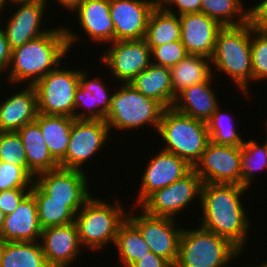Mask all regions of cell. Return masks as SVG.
<instances>
[{"label": "cell", "instance_id": "cell-24", "mask_svg": "<svg viewBox=\"0 0 267 267\" xmlns=\"http://www.w3.org/2000/svg\"><path fill=\"white\" fill-rule=\"evenodd\" d=\"M19 134L25 149L27 169L34 175L58 169L59 163L52 157L36 121L25 124Z\"/></svg>", "mask_w": 267, "mask_h": 267}, {"label": "cell", "instance_id": "cell-7", "mask_svg": "<svg viewBox=\"0 0 267 267\" xmlns=\"http://www.w3.org/2000/svg\"><path fill=\"white\" fill-rule=\"evenodd\" d=\"M242 253L227 239L199 225L182 229L174 267H225Z\"/></svg>", "mask_w": 267, "mask_h": 267}, {"label": "cell", "instance_id": "cell-29", "mask_svg": "<svg viewBox=\"0 0 267 267\" xmlns=\"http://www.w3.org/2000/svg\"><path fill=\"white\" fill-rule=\"evenodd\" d=\"M148 46H159L181 40L179 16L164 8H154L149 16L146 35Z\"/></svg>", "mask_w": 267, "mask_h": 267}, {"label": "cell", "instance_id": "cell-17", "mask_svg": "<svg viewBox=\"0 0 267 267\" xmlns=\"http://www.w3.org/2000/svg\"><path fill=\"white\" fill-rule=\"evenodd\" d=\"M154 8L149 0H110L114 41L144 39Z\"/></svg>", "mask_w": 267, "mask_h": 267}, {"label": "cell", "instance_id": "cell-33", "mask_svg": "<svg viewBox=\"0 0 267 267\" xmlns=\"http://www.w3.org/2000/svg\"><path fill=\"white\" fill-rule=\"evenodd\" d=\"M267 169V137L264 144L244 140L241 146V186L250 188L257 171ZM255 178V179H254Z\"/></svg>", "mask_w": 267, "mask_h": 267}, {"label": "cell", "instance_id": "cell-37", "mask_svg": "<svg viewBox=\"0 0 267 267\" xmlns=\"http://www.w3.org/2000/svg\"><path fill=\"white\" fill-rule=\"evenodd\" d=\"M88 72L82 69L80 70L79 84L86 90L95 94L97 103V120H105L107 113L109 112L111 103V94L108 87L102 81L100 77L91 78L88 77Z\"/></svg>", "mask_w": 267, "mask_h": 267}, {"label": "cell", "instance_id": "cell-16", "mask_svg": "<svg viewBox=\"0 0 267 267\" xmlns=\"http://www.w3.org/2000/svg\"><path fill=\"white\" fill-rule=\"evenodd\" d=\"M13 6L18 5L16 12L10 14L3 28L6 40L11 50L22 46L26 42L46 34L51 29H41L46 1H12Z\"/></svg>", "mask_w": 267, "mask_h": 267}, {"label": "cell", "instance_id": "cell-51", "mask_svg": "<svg viewBox=\"0 0 267 267\" xmlns=\"http://www.w3.org/2000/svg\"><path fill=\"white\" fill-rule=\"evenodd\" d=\"M247 267H252V265L251 266L248 265ZM256 267H267V260L264 261V263H261L260 265H258Z\"/></svg>", "mask_w": 267, "mask_h": 267}, {"label": "cell", "instance_id": "cell-14", "mask_svg": "<svg viewBox=\"0 0 267 267\" xmlns=\"http://www.w3.org/2000/svg\"><path fill=\"white\" fill-rule=\"evenodd\" d=\"M111 45L99 59L121 84L129 83L151 64V48L145 39L114 41Z\"/></svg>", "mask_w": 267, "mask_h": 267}, {"label": "cell", "instance_id": "cell-22", "mask_svg": "<svg viewBox=\"0 0 267 267\" xmlns=\"http://www.w3.org/2000/svg\"><path fill=\"white\" fill-rule=\"evenodd\" d=\"M73 12L84 33L94 43L114 42V25L110 16V0H86Z\"/></svg>", "mask_w": 267, "mask_h": 267}, {"label": "cell", "instance_id": "cell-3", "mask_svg": "<svg viewBox=\"0 0 267 267\" xmlns=\"http://www.w3.org/2000/svg\"><path fill=\"white\" fill-rule=\"evenodd\" d=\"M211 64L215 67L213 72L215 69L224 72L248 97V85L253 81L251 21L240 26H226L219 31Z\"/></svg>", "mask_w": 267, "mask_h": 267}, {"label": "cell", "instance_id": "cell-31", "mask_svg": "<svg viewBox=\"0 0 267 267\" xmlns=\"http://www.w3.org/2000/svg\"><path fill=\"white\" fill-rule=\"evenodd\" d=\"M121 267H131L141 257L151 252L140 231L126 219L119 227L115 244Z\"/></svg>", "mask_w": 267, "mask_h": 267}, {"label": "cell", "instance_id": "cell-20", "mask_svg": "<svg viewBox=\"0 0 267 267\" xmlns=\"http://www.w3.org/2000/svg\"><path fill=\"white\" fill-rule=\"evenodd\" d=\"M41 233L37 204L34 196L29 193L15 211L5 216L0 239L4 242H35L40 240Z\"/></svg>", "mask_w": 267, "mask_h": 267}, {"label": "cell", "instance_id": "cell-18", "mask_svg": "<svg viewBox=\"0 0 267 267\" xmlns=\"http://www.w3.org/2000/svg\"><path fill=\"white\" fill-rule=\"evenodd\" d=\"M50 267H69L80 256L82 247L75 222L42 229L39 240Z\"/></svg>", "mask_w": 267, "mask_h": 267}, {"label": "cell", "instance_id": "cell-1", "mask_svg": "<svg viewBox=\"0 0 267 267\" xmlns=\"http://www.w3.org/2000/svg\"><path fill=\"white\" fill-rule=\"evenodd\" d=\"M246 187L237 184L202 185L201 227L227 239L241 253L245 250L249 239L250 220L246 214L241 196H244Z\"/></svg>", "mask_w": 267, "mask_h": 267}, {"label": "cell", "instance_id": "cell-6", "mask_svg": "<svg viewBox=\"0 0 267 267\" xmlns=\"http://www.w3.org/2000/svg\"><path fill=\"white\" fill-rule=\"evenodd\" d=\"M118 88L111 95L109 112L105 117L109 131L112 132V128L134 131L148 125L157 132L165 108L156 100L142 95L130 83H123Z\"/></svg>", "mask_w": 267, "mask_h": 267}, {"label": "cell", "instance_id": "cell-27", "mask_svg": "<svg viewBox=\"0 0 267 267\" xmlns=\"http://www.w3.org/2000/svg\"><path fill=\"white\" fill-rule=\"evenodd\" d=\"M211 59L187 54L175 66L170 68L173 87V103L176 95L194 84L208 81L213 75Z\"/></svg>", "mask_w": 267, "mask_h": 267}, {"label": "cell", "instance_id": "cell-41", "mask_svg": "<svg viewBox=\"0 0 267 267\" xmlns=\"http://www.w3.org/2000/svg\"><path fill=\"white\" fill-rule=\"evenodd\" d=\"M31 192V189H9L0 191V210L5 216L16 210L20 202Z\"/></svg>", "mask_w": 267, "mask_h": 267}, {"label": "cell", "instance_id": "cell-39", "mask_svg": "<svg viewBox=\"0 0 267 267\" xmlns=\"http://www.w3.org/2000/svg\"><path fill=\"white\" fill-rule=\"evenodd\" d=\"M149 47L151 48V59H154V61L151 60V63L169 69L188 54L181 40Z\"/></svg>", "mask_w": 267, "mask_h": 267}, {"label": "cell", "instance_id": "cell-21", "mask_svg": "<svg viewBox=\"0 0 267 267\" xmlns=\"http://www.w3.org/2000/svg\"><path fill=\"white\" fill-rule=\"evenodd\" d=\"M0 104V132H17L37 118V92L34 86L26 85Z\"/></svg>", "mask_w": 267, "mask_h": 267}, {"label": "cell", "instance_id": "cell-25", "mask_svg": "<svg viewBox=\"0 0 267 267\" xmlns=\"http://www.w3.org/2000/svg\"><path fill=\"white\" fill-rule=\"evenodd\" d=\"M142 95L159 102L165 109L173 105L170 69L151 63L129 82Z\"/></svg>", "mask_w": 267, "mask_h": 267}, {"label": "cell", "instance_id": "cell-28", "mask_svg": "<svg viewBox=\"0 0 267 267\" xmlns=\"http://www.w3.org/2000/svg\"><path fill=\"white\" fill-rule=\"evenodd\" d=\"M37 204V214L42 229L73 223L76 214L69 201L49 200V196L34 182L30 192Z\"/></svg>", "mask_w": 267, "mask_h": 267}, {"label": "cell", "instance_id": "cell-47", "mask_svg": "<svg viewBox=\"0 0 267 267\" xmlns=\"http://www.w3.org/2000/svg\"><path fill=\"white\" fill-rule=\"evenodd\" d=\"M155 8H163L170 0H149Z\"/></svg>", "mask_w": 267, "mask_h": 267}, {"label": "cell", "instance_id": "cell-49", "mask_svg": "<svg viewBox=\"0 0 267 267\" xmlns=\"http://www.w3.org/2000/svg\"><path fill=\"white\" fill-rule=\"evenodd\" d=\"M4 220H5V214L3 213L2 210H0V232H1Z\"/></svg>", "mask_w": 267, "mask_h": 267}, {"label": "cell", "instance_id": "cell-43", "mask_svg": "<svg viewBox=\"0 0 267 267\" xmlns=\"http://www.w3.org/2000/svg\"><path fill=\"white\" fill-rule=\"evenodd\" d=\"M250 21L254 28L267 31V0H261L250 7Z\"/></svg>", "mask_w": 267, "mask_h": 267}, {"label": "cell", "instance_id": "cell-12", "mask_svg": "<svg viewBox=\"0 0 267 267\" xmlns=\"http://www.w3.org/2000/svg\"><path fill=\"white\" fill-rule=\"evenodd\" d=\"M193 169L203 184L241 185V147L209 141Z\"/></svg>", "mask_w": 267, "mask_h": 267}, {"label": "cell", "instance_id": "cell-44", "mask_svg": "<svg viewBox=\"0 0 267 267\" xmlns=\"http://www.w3.org/2000/svg\"><path fill=\"white\" fill-rule=\"evenodd\" d=\"M2 27L4 26L3 25L0 26V74H4L3 72H7L6 70H8L9 68L10 61H11V53H12V50L10 49L8 45L4 30Z\"/></svg>", "mask_w": 267, "mask_h": 267}, {"label": "cell", "instance_id": "cell-9", "mask_svg": "<svg viewBox=\"0 0 267 267\" xmlns=\"http://www.w3.org/2000/svg\"><path fill=\"white\" fill-rule=\"evenodd\" d=\"M202 185L201 178L192 169L171 185L154 191L139 205V208L153 216L177 219L175 216L177 217L185 207L191 205L194 198L196 201L197 198L200 199Z\"/></svg>", "mask_w": 267, "mask_h": 267}, {"label": "cell", "instance_id": "cell-2", "mask_svg": "<svg viewBox=\"0 0 267 267\" xmlns=\"http://www.w3.org/2000/svg\"><path fill=\"white\" fill-rule=\"evenodd\" d=\"M79 38L77 32L74 33L62 25L59 28H51L46 34L15 48L12 50L7 70L9 83L16 85L25 82L28 86H34L50 71L61 65L62 60L68 55V50H71Z\"/></svg>", "mask_w": 267, "mask_h": 267}, {"label": "cell", "instance_id": "cell-30", "mask_svg": "<svg viewBox=\"0 0 267 267\" xmlns=\"http://www.w3.org/2000/svg\"><path fill=\"white\" fill-rule=\"evenodd\" d=\"M0 267H50L39 241H3Z\"/></svg>", "mask_w": 267, "mask_h": 267}, {"label": "cell", "instance_id": "cell-15", "mask_svg": "<svg viewBox=\"0 0 267 267\" xmlns=\"http://www.w3.org/2000/svg\"><path fill=\"white\" fill-rule=\"evenodd\" d=\"M154 155L142 172L140 189L137 191L139 195L137 194L136 207L154 191L171 185L193 169L185 159L173 153L161 150Z\"/></svg>", "mask_w": 267, "mask_h": 267}, {"label": "cell", "instance_id": "cell-5", "mask_svg": "<svg viewBox=\"0 0 267 267\" xmlns=\"http://www.w3.org/2000/svg\"><path fill=\"white\" fill-rule=\"evenodd\" d=\"M159 132V133H158ZM157 133L170 152L185 159L192 167L201 159L210 141L206 122L175 111L172 107L163 110Z\"/></svg>", "mask_w": 267, "mask_h": 267}, {"label": "cell", "instance_id": "cell-32", "mask_svg": "<svg viewBox=\"0 0 267 267\" xmlns=\"http://www.w3.org/2000/svg\"><path fill=\"white\" fill-rule=\"evenodd\" d=\"M244 6L243 0H201V13L223 27L240 26L250 21V8Z\"/></svg>", "mask_w": 267, "mask_h": 267}, {"label": "cell", "instance_id": "cell-35", "mask_svg": "<svg viewBox=\"0 0 267 267\" xmlns=\"http://www.w3.org/2000/svg\"><path fill=\"white\" fill-rule=\"evenodd\" d=\"M251 62L253 82L267 81V31L254 28L251 22Z\"/></svg>", "mask_w": 267, "mask_h": 267}, {"label": "cell", "instance_id": "cell-4", "mask_svg": "<svg viewBox=\"0 0 267 267\" xmlns=\"http://www.w3.org/2000/svg\"><path fill=\"white\" fill-rule=\"evenodd\" d=\"M120 202H114L113 206L102 198L91 196L84 203L74 221L83 248L99 251L110 243L115 244L118 229L127 219V213L123 210L125 208Z\"/></svg>", "mask_w": 267, "mask_h": 267}, {"label": "cell", "instance_id": "cell-42", "mask_svg": "<svg viewBox=\"0 0 267 267\" xmlns=\"http://www.w3.org/2000/svg\"><path fill=\"white\" fill-rule=\"evenodd\" d=\"M172 6L177 8V12L172 10ZM167 12L182 15L187 13L201 12V0H170L164 7Z\"/></svg>", "mask_w": 267, "mask_h": 267}, {"label": "cell", "instance_id": "cell-50", "mask_svg": "<svg viewBox=\"0 0 267 267\" xmlns=\"http://www.w3.org/2000/svg\"><path fill=\"white\" fill-rule=\"evenodd\" d=\"M2 251H3V240L0 239V262H1Z\"/></svg>", "mask_w": 267, "mask_h": 267}, {"label": "cell", "instance_id": "cell-40", "mask_svg": "<svg viewBox=\"0 0 267 267\" xmlns=\"http://www.w3.org/2000/svg\"><path fill=\"white\" fill-rule=\"evenodd\" d=\"M74 100V119L97 120V103L95 94H92L90 91L84 89L79 84L78 88L75 91Z\"/></svg>", "mask_w": 267, "mask_h": 267}, {"label": "cell", "instance_id": "cell-46", "mask_svg": "<svg viewBox=\"0 0 267 267\" xmlns=\"http://www.w3.org/2000/svg\"><path fill=\"white\" fill-rule=\"evenodd\" d=\"M57 4L59 3L61 6H64V9H68V11H74L79 5L84 3L86 0H55ZM46 2H48L46 0Z\"/></svg>", "mask_w": 267, "mask_h": 267}, {"label": "cell", "instance_id": "cell-26", "mask_svg": "<svg viewBox=\"0 0 267 267\" xmlns=\"http://www.w3.org/2000/svg\"><path fill=\"white\" fill-rule=\"evenodd\" d=\"M74 120V118L68 116L47 115L43 113H38L35 119L49 152L58 163L65 158Z\"/></svg>", "mask_w": 267, "mask_h": 267}, {"label": "cell", "instance_id": "cell-23", "mask_svg": "<svg viewBox=\"0 0 267 267\" xmlns=\"http://www.w3.org/2000/svg\"><path fill=\"white\" fill-rule=\"evenodd\" d=\"M213 76L203 83L194 84L179 92L172 108L186 116L207 122L220 106L212 86Z\"/></svg>", "mask_w": 267, "mask_h": 267}, {"label": "cell", "instance_id": "cell-38", "mask_svg": "<svg viewBox=\"0 0 267 267\" xmlns=\"http://www.w3.org/2000/svg\"><path fill=\"white\" fill-rule=\"evenodd\" d=\"M33 183L34 178L22 166L0 161V191L31 189Z\"/></svg>", "mask_w": 267, "mask_h": 267}, {"label": "cell", "instance_id": "cell-10", "mask_svg": "<svg viewBox=\"0 0 267 267\" xmlns=\"http://www.w3.org/2000/svg\"><path fill=\"white\" fill-rule=\"evenodd\" d=\"M109 133L105 120L75 119L65 158L59 163L60 168L85 171L82 169L86 166L84 164L100 152L111 135Z\"/></svg>", "mask_w": 267, "mask_h": 267}, {"label": "cell", "instance_id": "cell-45", "mask_svg": "<svg viewBox=\"0 0 267 267\" xmlns=\"http://www.w3.org/2000/svg\"><path fill=\"white\" fill-rule=\"evenodd\" d=\"M131 267H174L166 259L155 255L152 251L141 257Z\"/></svg>", "mask_w": 267, "mask_h": 267}, {"label": "cell", "instance_id": "cell-8", "mask_svg": "<svg viewBox=\"0 0 267 267\" xmlns=\"http://www.w3.org/2000/svg\"><path fill=\"white\" fill-rule=\"evenodd\" d=\"M80 69L58 66L35 85L38 113L74 118L75 91L79 86Z\"/></svg>", "mask_w": 267, "mask_h": 267}, {"label": "cell", "instance_id": "cell-19", "mask_svg": "<svg viewBox=\"0 0 267 267\" xmlns=\"http://www.w3.org/2000/svg\"><path fill=\"white\" fill-rule=\"evenodd\" d=\"M179 19L181 43L187 53L211 59L218 33L223 26L201 12L182 14Z\"/></svg>", "mask_w": 267, "mask_h": 267}, {"label": "cell", "instance_id": "cell-11", "mask_svg": "<svg viewBox=\"0 0 267 267\" xmlns=\"http://www.w3.org/2000/svg\"><path fill=\"white\" fill-rule=\"evenodd\" d=\"M140 215L127 213V219L140 231L150 250L175 265L180 246L182 227L177 219L153 216L140 210Z\"/></svg>", "mask_w": 267, "mask_h": 267}, {"label": "cell", "instance_id": "cell-13", "mask_svg": "<svg viewBox=\"0 0 267 267\" xmlns=\"http://www.w3.org/2000/svg\"><path fill=\"white\" fill-rule=\"evenodd\" d=\"M34 182L49 196V200L69 201V208L75 214L92 196L85 171L59 167L36 175Z\"/></svg>", "mask_w": 267, "mask_h": 267}, {"label": "cell", "instance_id": "cell-36", "mask_svg": "<svg viewBox=\"0 0 267 267\" xmlns=\"http://www.w3.org/2000/svg\"><path fill=\"white\" fill-rule=\"evenodd\" d=\"M0 161L22 166L33 178L35 177L27 169L25 149L17 132H0Z\"/></svg>", "mask_w": 267, "mask_h": 267}, {"label": "cell", "instance_id": "cell-48", "mask_svg": "<svg viewBox=\"0 0 267 267\" xmlns=\"http://www.w3.org/2000/svg\"><path fill=\"white\" fill-rule=\"evenodd\" d=\"M12 2L13 0H0V11L4 10L5 6H7L8 2ZM0 14H3L0 12Z\"/></svg>", "mask_w": 267, "mask_h": 267}, {"label": "cell", "instance_id": "cell-52", "mask_svg": "<svg viewBox=\"0 0 267 267\" xmlns=\"http://www.w3.org/2000/svg\"><path fill=\"white\" fill-rule=\"evenodd\" d=\"M13 1H46V0H13Z\"/></svg>", "mask_w": 267, "mask_h": 267}, {"label": "cell", "instance_id": "cell-34", "mask_svg": "<svg viewBox=\"0 0 267 267\" xmlns=\"http://www.w3.org/2000/svg\"><path fill=\"white\" fill-rule=\"evenodd\" d=\"M219 107L206 122L210 141L218 145L241 147L244 143V139L234 128L233 119L235 118L221 111V106Z\"/></svg>", "mask_w": 267, "mask_h": 267}]
</instances>
